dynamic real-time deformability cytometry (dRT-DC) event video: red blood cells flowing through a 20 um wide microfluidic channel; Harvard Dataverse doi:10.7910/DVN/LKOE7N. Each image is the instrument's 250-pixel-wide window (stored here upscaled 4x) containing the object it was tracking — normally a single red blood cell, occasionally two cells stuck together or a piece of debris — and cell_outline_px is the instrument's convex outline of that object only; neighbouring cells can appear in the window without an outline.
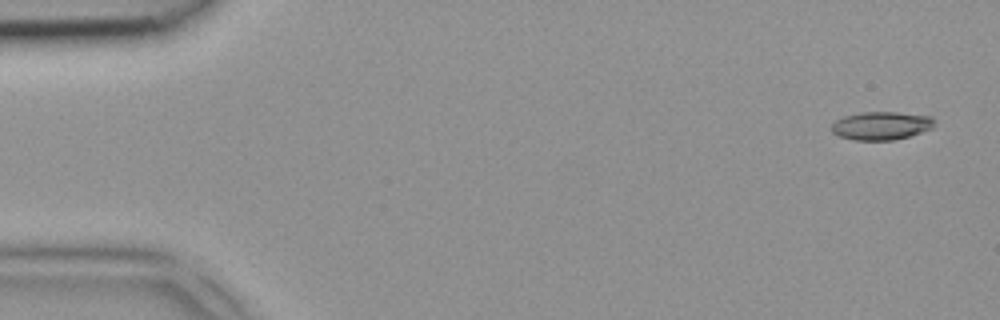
{"species": "common noctule bat (a hibernating species)", "species_latin": "Nyctalus noctula", "temperature_condition": "room temperature", "stored_images_in_passage": 4, "camera_frame_rate_fps": 3000, "um_per_image_px": 0.085, "animal": {"sex": "female", "body_mass_g": 18.4}, "frame": {"image": 1, "passage_image": 1, "time_ms": 0.0, "image_size_px": [1000, 320], "cell_outline_px": [[936, 120], [932, 128], [908, 136], [892, 140], [856, 140], [840, 136], [832, 132], [832, 124], [836, 120], [844, 116], [860, 112], [896, 112], [932, 116]], "centroid_in_image_um": [74.92, 10.67], "position_along_channel_um": 10.1, "area_um2": 16.82}}
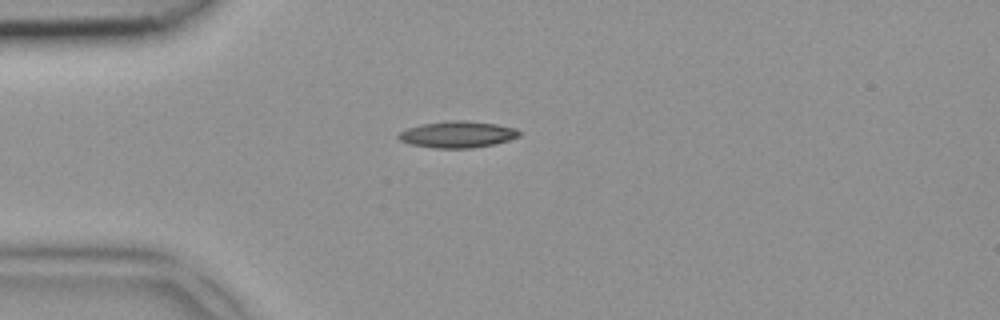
{"frame": {"image": 2, "passage_image": 4, "time_ms": 1.0, "image_size_px": [1000, 320], "cell_outline_px": [[520, 136], [496, 144], [472, 148], [432, 148], [412, 144], [400, 140], [396, 136], [400, 132], [408, 128], [424, 124], [448, 120], [468, 120], [496, 124], [516, 128], [520, 132]], "centroid_in_image_um": [38.91, 11.42], "position_along_channel_um": 46.1, "area_um2": 18.67}}